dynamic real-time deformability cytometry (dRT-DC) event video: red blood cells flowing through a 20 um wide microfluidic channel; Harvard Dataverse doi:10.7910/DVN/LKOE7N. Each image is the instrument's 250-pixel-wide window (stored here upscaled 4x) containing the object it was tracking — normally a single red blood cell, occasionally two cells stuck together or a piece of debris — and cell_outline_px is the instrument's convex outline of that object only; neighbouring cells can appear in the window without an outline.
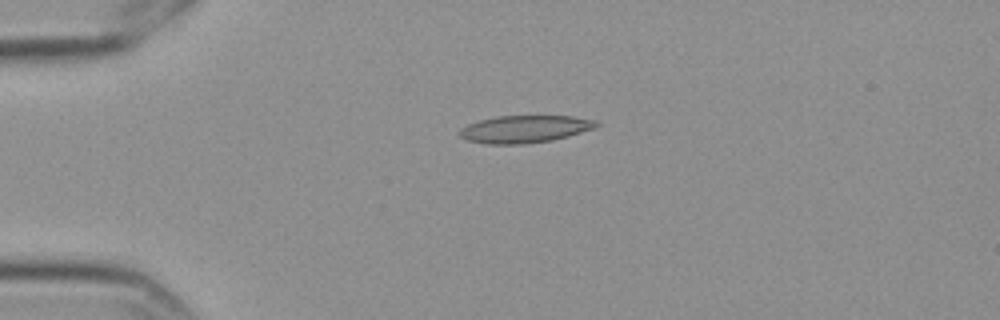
{"species": "Egyptian fruit bat (a non-hibernating species)", "species_latin": "Rousettus aegyptiacus", "temperature_condition": "cold", "stored_images_in_passage": 7, "camera_frame_rate_fps": 3000, "um_per_image_px": 0.085, "frame": {"image": 1, "passage_image": 4, "time_ms": 1.0, "image_size_px": [1000, 320], "cell_outline_px": [[600, 124], [596, 128], [568, 136], [552, 140], [524, 144], [488, 144], [468, 140], [460, 136], [456, 132], [460, 128], [468, 124], [480, 120], [496, 116], [572, 116], [596, 120]], "centroid_in_image_um": [44.6, 10.97], "position_along_channel_um": 40.4, "area_um2": 21.91}}
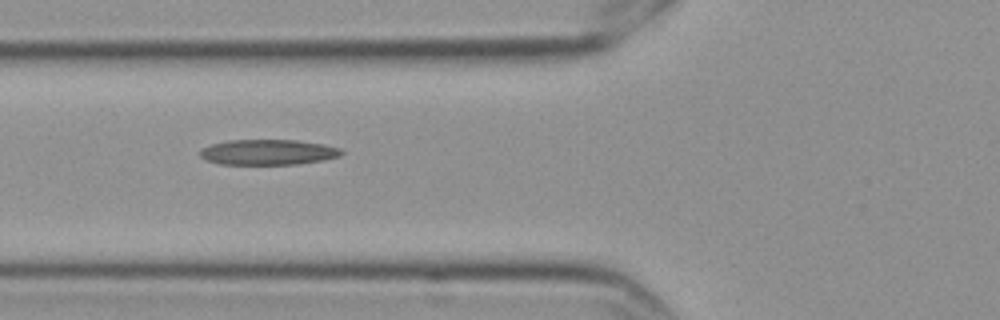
{"frame": {"image": 2, "passage_image": 6, "time_ms": 1.667, "image_size_px": [1000, 320], "cell_outline_px": [[344, 152], [340, 156], [324, 160], [296, 164], [220, 164], [208, 160], [200, 156], [200, 152], [204, 148], [212, 144], [228, 140], [296, 140], [324, 144], [340, 148]], "centroid_in_image_um": [22.83, 12.93], "position_along_channel_um": 103.0, "area_um2": 20.81}}
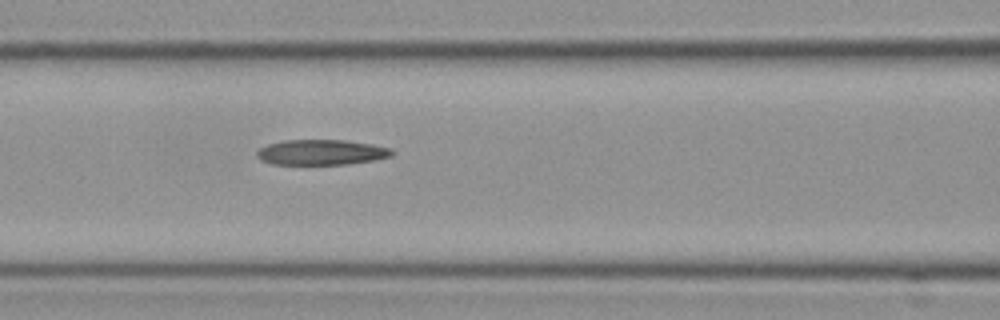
{"frame": {"image": 3, "passage_image": 7, "time_ms": 2.0, "image_size_px": [1000, 320], "cell_outline_px": [[396, 152], [392, 156], [372, 160], [348, 164], [272, 164], [260, 160], [256, 156], [256, 152], [260, 148], [268, 144], [284, 140], [348, 140], [372, 144], [392, 148]], "centroid_in_image_um": [27.33, 12.94], "position_along_channel_um": 139.3, "area_um2": 20.06}}